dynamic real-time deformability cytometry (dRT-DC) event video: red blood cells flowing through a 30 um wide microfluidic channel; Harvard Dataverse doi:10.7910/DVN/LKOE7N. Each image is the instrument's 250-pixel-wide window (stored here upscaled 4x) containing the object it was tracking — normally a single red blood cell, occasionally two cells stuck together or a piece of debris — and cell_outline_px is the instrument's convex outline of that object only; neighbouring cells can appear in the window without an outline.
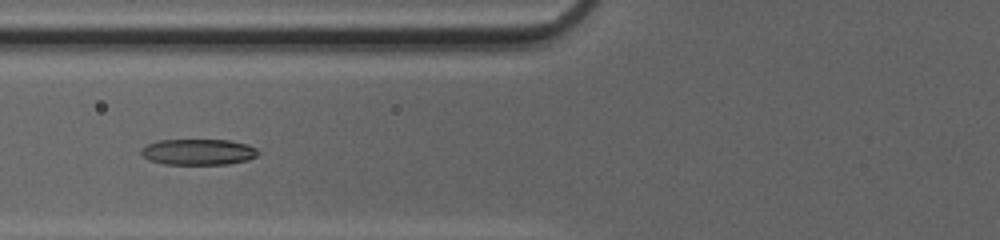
{"species": "common noctule bat (a hibernating species)", "species_latin": "Nyctalus noctula", "temperature_condition": "cold", "stored_images_in_passage": 52, "camera_frame_rate_fps": 3000, "um_per_image_px": 0.085, "animal": {"sex": "female", "body_mass_g": 20.0, "forearm_length_mm": 54.0}, "frame": {"image": 1, "passage_image": 23, "time_ms": 7.333, "image_size_px": [1000, 240], "cell_outline_px": [[260, 152], [256, 156], [248, 160], [228, 164], [164, 164], [148, 160], [140, 152], [140, 148], [156, 140], [228, 140], [248, 144], [256, 148]], "centroid_in_image_um": [16.85, 12.91], "position_along_channel_um": 109.0, "area_um2": 17.8}}
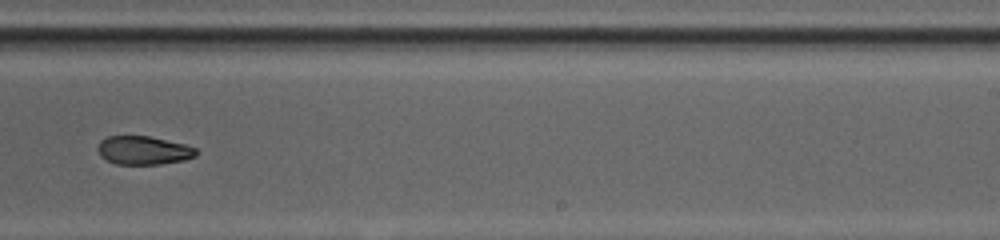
{"frame": {"image": 2, "passage_image": 35, "time_ms": 11.333, "image_size_px": [1000, 240], "cell_outline_px": [[200, 152], [196, 156], [184, 160], [160, 164], [116, 164], [100, 156], [96, 148], [100, 140], [108, 136], [148, 136], [184, 144], [196, 148]], "centroid_in_image_um": [12.19, 12.78], "position_along_channel_um": 276.8, "area_um2": 16.42}}
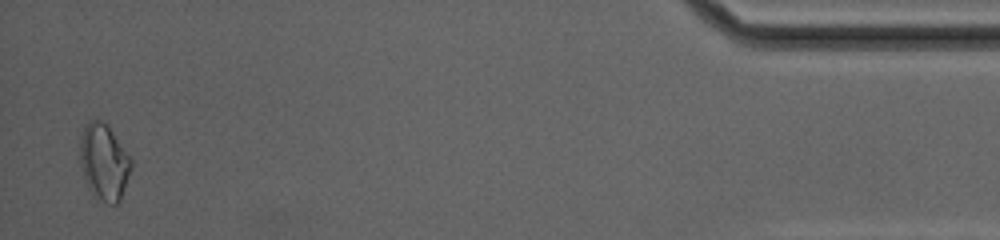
{"frame": {"image": 3, "passage_image": 51, "time_ms": 16.667, "image_size_px": [1000, 240], "cell_outline_px": [[132, 168], [120, 200], [116, 204], [108, 204], [92, 196], [88, 188], [80, 164], [80, 136], [88, 120], [100, 120], [108, 124], [132, 160]], "centroid_in_image_um": [8.84, 13.78], "position_along_channel_um": 426.4, "area_um2": 22.95}, "authors_computed_cell_mechanics": {"area_um2": 18.207, "velocity_mm_per_s": 4.1985, "shape_relaxation_time_tau1_ms": null, "shape_relaxation_time_tau2_ms": 4.7907, "deformation_change_tau1": null, "deformation_change_tau2": 0.117}}